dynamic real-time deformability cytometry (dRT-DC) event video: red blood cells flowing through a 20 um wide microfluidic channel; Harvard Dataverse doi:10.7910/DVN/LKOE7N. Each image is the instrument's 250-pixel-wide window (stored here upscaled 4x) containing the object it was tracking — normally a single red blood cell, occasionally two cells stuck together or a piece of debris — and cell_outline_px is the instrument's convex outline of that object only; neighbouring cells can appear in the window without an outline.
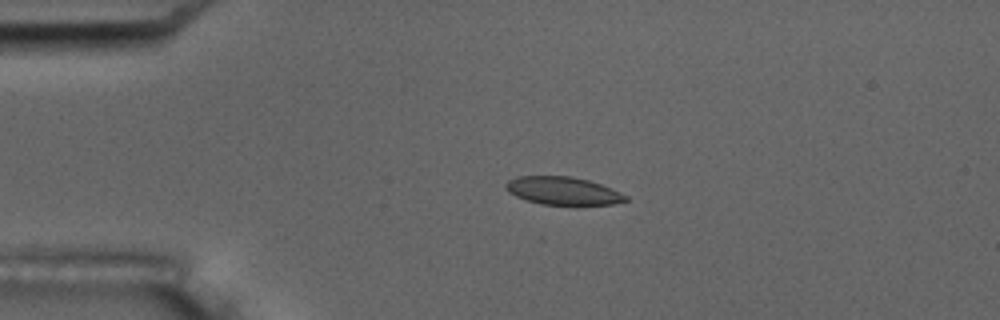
{"species": "common noctule bat (a hibernating species)", "species_latin": "Nyctalus noctula", "temperature_condition": "room temperature", "stored_images_in_passage": 5, "camera_frame_rate_fps": 3000, "um_per_image_px": 0.085, "animal": {"sex": "male", "body_mass_g": 17.5, "forearm_length_mm": 52.3}, "frame": {"image": 1, "passage_image": 4, "time_ms": 3.333, "image_size_px": [1000, 320], "cell_outline_px": [[628, 200], [612, 204], [576, 208], [540, 204], [516, 196], [508, 192], [504, 188], [504, 184], [508, 180], [516, 176], [568, 176], [588, 180], [612, 188], [628, 196]], "centroid_in_image_um": [47.87, 16.27], "position_along_channel_um": 37.1, "area_um2": 20.4}}